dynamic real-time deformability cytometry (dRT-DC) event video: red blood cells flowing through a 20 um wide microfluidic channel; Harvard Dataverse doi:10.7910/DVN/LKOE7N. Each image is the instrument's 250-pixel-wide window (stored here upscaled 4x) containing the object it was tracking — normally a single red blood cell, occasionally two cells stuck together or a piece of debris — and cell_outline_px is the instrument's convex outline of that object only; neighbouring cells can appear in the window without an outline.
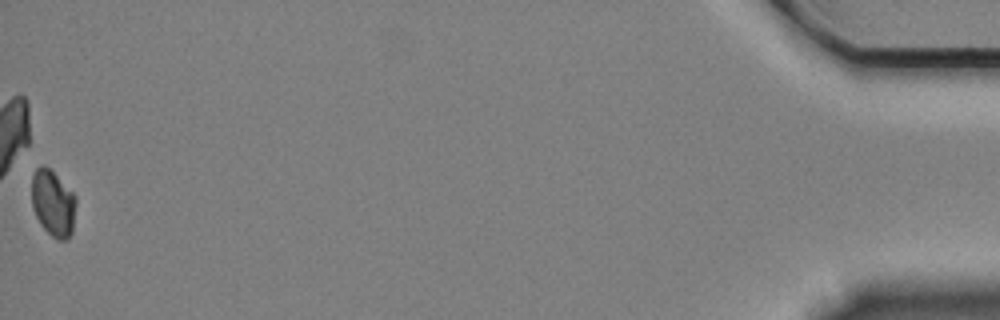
{"species": "Egyptian fruit bat (a non-hibernating species)", "species_latin": "Rousettus aegyptiacus", "temperature_condition": "cold", "stored_images_in_passage": 43, "camera_frame_rate_fps": 3000, "um_per_image_px": 0.085, "animal": {"sex": "female"}, "frame": {"image": 1, "passage_image": 43, "time_ms": 14.0, "image_size_px": [1000, 320], "cell_outline_px": [[76, 204], [72, 232], [68, 240], [56, 240], [40, 224], [32, 208], [32, 176], [36, 168], [44, 164], [76, 196]], "centroid_in_image_um": [4.51, 17.31], "position_along_channel_um": 430.7, "area_um2": 17.05}, "authors_computed_cell_mechanics": {"area_um2": 19.1318, "velocity_mm_per_s": 3.3242, "shape_relaxation_time_tau1_ms": 2.2092, "shape_relaxation_time_tau2_ms": null, "deformation_change_tau1": 0.0462, "deformation_change_tau2": null}}